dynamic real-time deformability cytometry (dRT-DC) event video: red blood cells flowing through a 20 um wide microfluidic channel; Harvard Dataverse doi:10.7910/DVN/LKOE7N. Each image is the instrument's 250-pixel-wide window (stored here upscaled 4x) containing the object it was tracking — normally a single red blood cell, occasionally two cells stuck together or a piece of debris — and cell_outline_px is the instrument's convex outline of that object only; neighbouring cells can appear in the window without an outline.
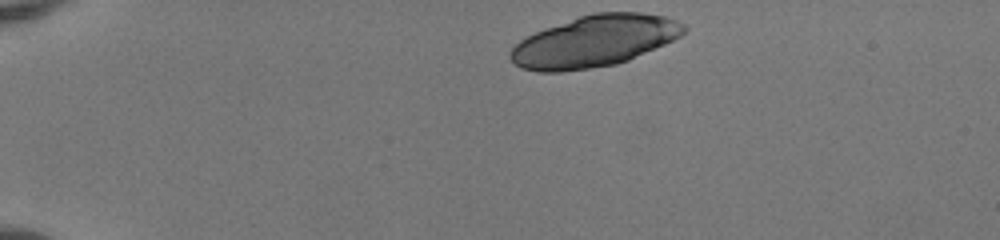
{"species": "human", "species_latin": "Homo sapiens", "temperature_condition": "room temperature", "stored_images_in_passage": 42, "camera_frame_rate_fps": 3000, "um_per_image_px": 0.085, "donor": {"sex": "female"}, "frame": {"image": 1, "passage_image": 1, "time_ms": 0.0, "image_size_px": [1000, 240], "cell_outline_px": [[688, 28], [680, 36], [664, 44], [628, 60], [616, 64], [560, 72], [536, 72], [520, 68], [508, 56], [508, 52], [520, 40], [536, 32], [580, 16], [592, 12], [644, 12], [664, 16], [676, 20], [684, 24]], "centroid_in_image_um": [50.52, 3.5], "position_along_channel_um": 34.5, "area_um2": 51.73}}